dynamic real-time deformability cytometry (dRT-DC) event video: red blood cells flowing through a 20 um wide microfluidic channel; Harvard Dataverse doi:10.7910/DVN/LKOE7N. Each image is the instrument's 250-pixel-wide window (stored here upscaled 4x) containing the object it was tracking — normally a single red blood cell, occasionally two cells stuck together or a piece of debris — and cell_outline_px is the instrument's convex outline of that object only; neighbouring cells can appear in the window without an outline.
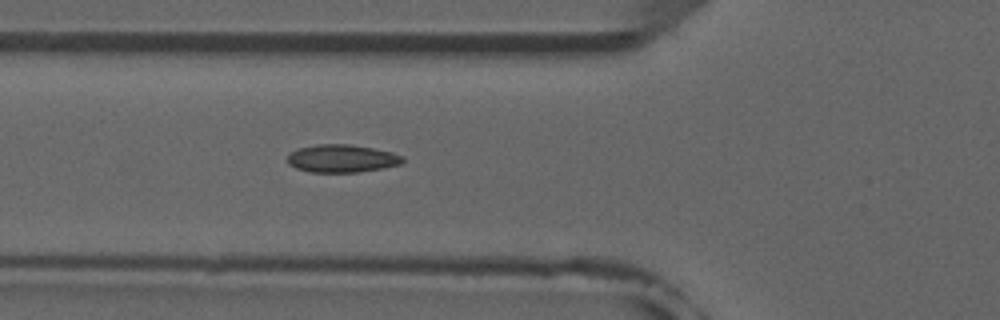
{"species": "common noctule bat (a hibernating species)", "species_latin": "Nyctalus noctula", "temperature_condition": "room temperature", "stored_images_in_passage": 5, "camera_frame_rate_fps": 3000, "um_per_image_px": 0.085, "animal": {"sex": "male", "forearm_length_mm": 52.5}, "frame": {"image": 1, "passage_image": 5, "time_ms": 5.333, "image_size_px": [1000, 320], "cell_outline_px": [[404, 160], [400, 164], [384, 168], [356, 172], [308, 172], [296, 168], [288, 164], [288, 156], [296, 148], [316, 144], [348, 144], [372, 148], [392, 152], [404, 156]], "centroid_in_image_um": [29.05, 13.47], "position_along_channel_um": 96.8, "area_um2": 18.73}}